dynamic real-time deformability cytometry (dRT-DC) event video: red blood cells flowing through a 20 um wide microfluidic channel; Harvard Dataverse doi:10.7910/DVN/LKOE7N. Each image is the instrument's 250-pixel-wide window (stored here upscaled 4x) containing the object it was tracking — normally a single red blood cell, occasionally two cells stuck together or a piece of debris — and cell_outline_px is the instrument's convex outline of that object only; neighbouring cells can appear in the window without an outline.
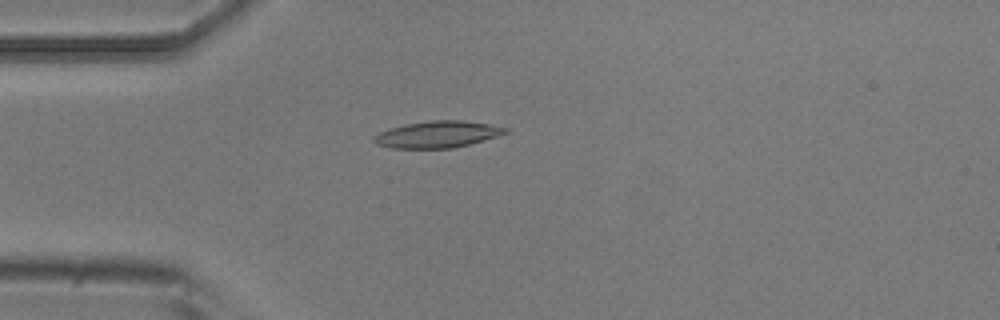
{"species": "common noctule bat (a hibernating species)", "species_latin": "Nyctalus noctula", "temperature_condition": "room temperature", "stored_images_in_passage": 29, "camera_frame_rate_fps": 3000, "um_per_image_px": 0.085, "animal": {"sex": "male", "body_mass_g": 20.5, "forearm_length_mm": 52.5}, "frame": {"image": 1, "passage_image": 14, "time_ms": 4.333, "image_size_px": [1000, 320], "cell_outline_px": [[512, 132], [468, 144], [452, 148], [392, 148], [376, 144], [372, 140], [372, 136], [388, 128], [404, 124], [428, 120], [460, 120], [488, 124], [508, 128]], "centroid_in_image_um": [37.16, 11.41], "position_along_channel_um": 47.8, "area_um2": 20.52}}
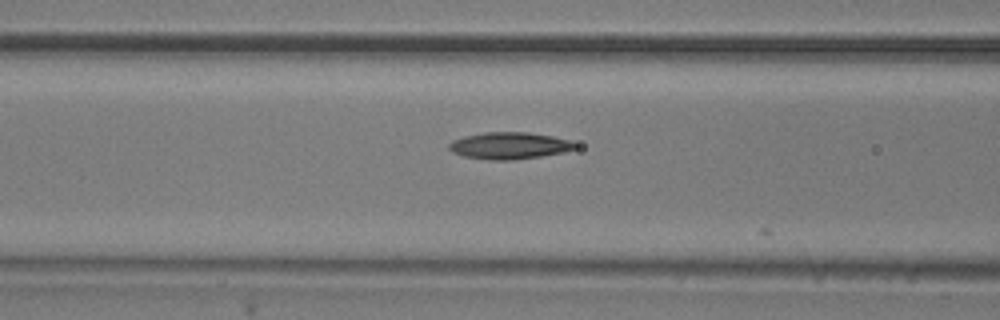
{"frame": {"image": 2, "passage_image": 21, "time_ms": 6.667, "image_size_px": [1000, 320], "cell_outline_px": [[580, 148], [564, 152], [540, 156], [512, 160], [492, 160], [464, 156], [452, 152], [448, 148], [448, 144], [452, 140], [464, 136], [484, 132], [528, 132], [552, 136], [572, 140], [580, 144]], "centroid_in_image_um": [43.35, 12.37], "position_along_channel_um": 123.2, "area_um2": 20.0}}
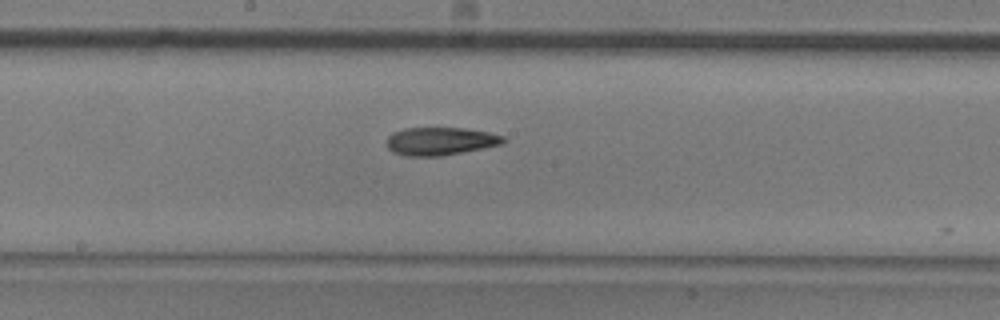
{"frame": {"image": 3, "passage_image": 28, "time_ms": 9.0, "image_size_px": [1000, 320], "cell_outline_px": [[508, 140], [504, 144], [484, 148], [440, 156], [404, 156], [392, 152], [388, 148], [388, 136], [392, 132], [404, 128], [464, 128], [488, 132], [504, 136]], "centroid_in_image_um": [37.45, 12.0], "position_along_channel_um": 210.7, "area_um2": 19.13}}